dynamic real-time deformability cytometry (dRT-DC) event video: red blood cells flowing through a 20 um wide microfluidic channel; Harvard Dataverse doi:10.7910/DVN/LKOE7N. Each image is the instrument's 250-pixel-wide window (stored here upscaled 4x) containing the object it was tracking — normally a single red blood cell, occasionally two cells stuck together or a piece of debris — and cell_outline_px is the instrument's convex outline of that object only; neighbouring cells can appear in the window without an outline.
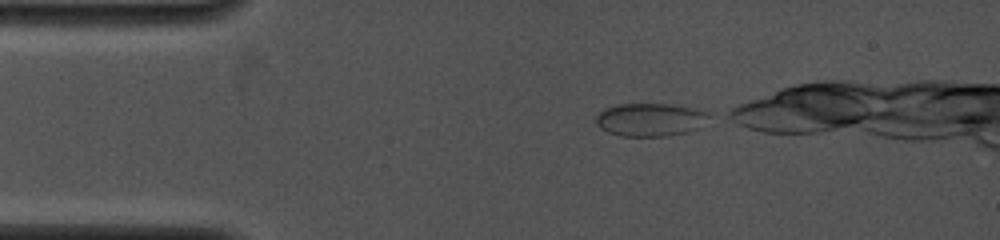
{"species": "common noctule bat (a hibernating species)", "species_latin": "Nyctalus noctula", "temperature_condition": "cold", "stored_images_in_passage": 11, "camera_frame_rate_fps": 4000, "um_per_image_px": 0.085, "animal": {"sex": "female", "body_mass_g": 19.0, "forearm_length_mm": 53.3}, "frame": {"image": 1, "passage_image": 1, "time_ms": 0.0, "image_size_px": [1000, 240], "cell_outline_px": [[712, 112], [696, 128], [688, 132], [664, 136], [620, 136], [608, 132], [600, 128], [596, 124], [596, 116], [604, 108], [616, 104], [672, 104]], "centroid_in_image_um": [55.22, 10.16], "position_along_channel_um": 29.8, "area_um2": 21.68}}
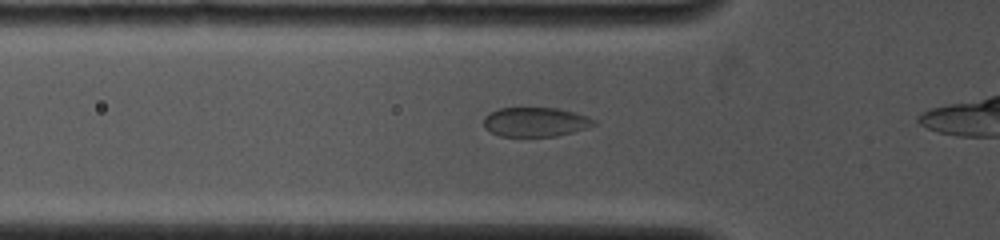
{"frame": {"image": 2, "passage_image": 8, "time_ms": 2.25, "image_size_px": [1000, 240], "cell_outline_px": [[596, 124], [588, 128], [556, 136], [500, 136], [484, 128], [484, 116], [488, 112], [500, 108], [556, 108], [588, 116], [596, 120]], "centroid_in_image_um": [45.5, 10.36], "position_along_channel_um": 80.3, "area_um2": 18.84}}
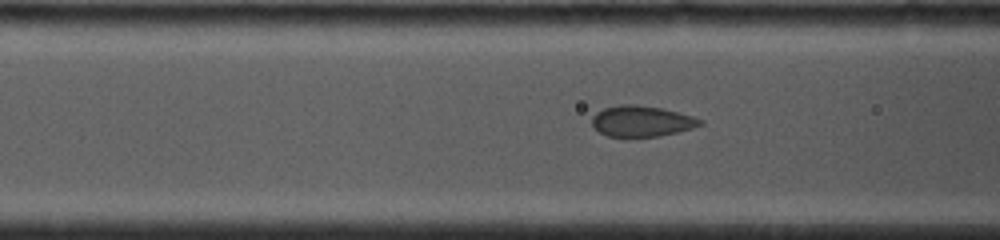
{"frame": {"image": 3, "passage_image": 10, "time_ms": 3.0, "image_size_px": [1000, 240], "cell_outline_px": [[704, 124], [692, 128], [660, 136], [608, 136], [592, 128], [592, 116], [596, 112], [604, 108], [620, 104], [636, 104], [664, 108], [692, 116], [704, 120]], "centroid_in_image_um": [54.53, 10.28], "position_along_channel_um": 112.1, "area_um2": 19.54}}